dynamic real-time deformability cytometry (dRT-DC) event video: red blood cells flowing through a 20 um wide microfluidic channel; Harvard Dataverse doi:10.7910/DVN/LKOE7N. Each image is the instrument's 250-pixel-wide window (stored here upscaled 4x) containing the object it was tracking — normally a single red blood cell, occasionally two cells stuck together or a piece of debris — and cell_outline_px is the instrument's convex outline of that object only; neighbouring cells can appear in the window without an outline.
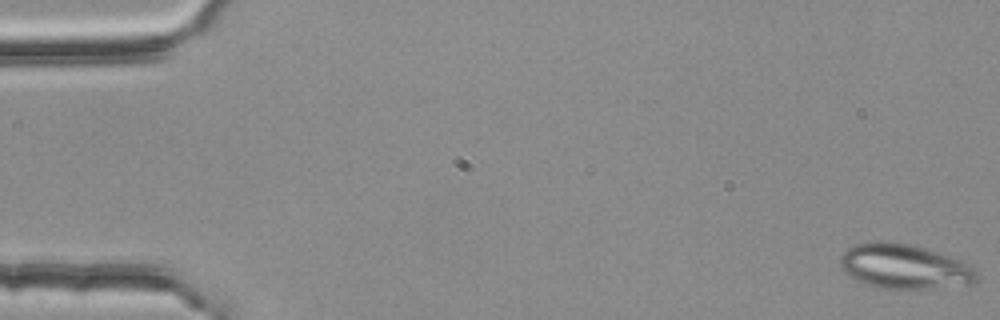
{"species": "common noctule bat (a hibernating species)", "species_latin": "Nyctalus noctula", "temperature_condition": "room temperature", "stored_images_in_passage": 4, "camera_frame_rate_fps": 3000, "um_per_image_px": 0.085, "animal": {"sex": "female", "body_mass_g": 25.1}, "frame": {"image": 1, "passage_image": 1, "time_ms": 0.0, "image_size_px": [1000, 320], "cell_outline_px": [[976, 280], [972, 284], [928, 288], [880, 288], [856, 280], [848, 276], [844, 272], [840, 264], [840, 256], [852, 244], [872, 240], [884, 240], [912, 244], [928, 248], [960, 260], [968, 264], [976, 272]], "centroid_in_image_um": [76.82, 22.62], "position_along_channel_um": 8.2, "area_um2": 35.72}}